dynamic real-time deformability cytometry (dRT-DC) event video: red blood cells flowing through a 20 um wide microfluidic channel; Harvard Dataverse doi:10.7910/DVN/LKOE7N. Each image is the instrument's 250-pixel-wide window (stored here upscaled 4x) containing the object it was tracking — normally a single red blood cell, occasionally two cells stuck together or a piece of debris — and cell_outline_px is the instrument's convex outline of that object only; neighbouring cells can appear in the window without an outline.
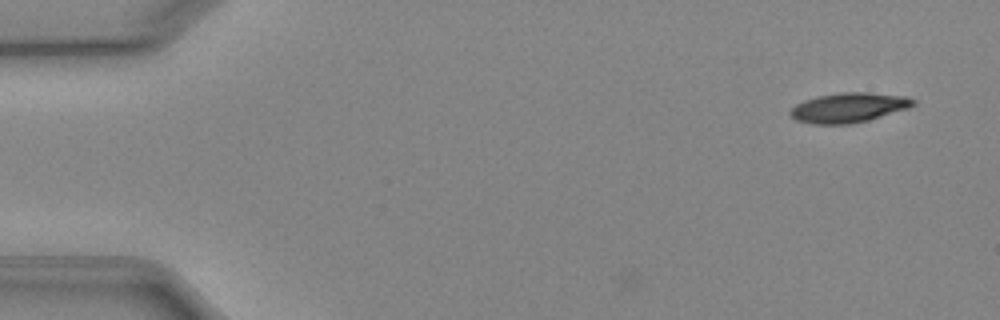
{"species": "Egyptian fruit bat (a non-hibernating species)", "species_latin": "Rousettus aegyptiacus", "temperature_condition": "cold", "stored_images_in_passage": 5, "camera_frame_rate_fps": 3000, "um_per_image_px": 0.085, "animal": {"sex": "female"}, "frame": {"image": 1, "passage_image": 1, "time_ms": 0.0, "image_size_px": [1000, 320], "cell_outline_px": [[916, 104], [908, 108], [868, 120], [852, 124], [812, 124], [796, 120], [788, 116], [788, 112], [796, 104], [804, 100], [816, 96], [840, 92], [868, 92], [904, 96], [916, 100]], "centroid_in_image_um": [72.1, 9.14], "position_along_channel_um": 12.9, "area_um2": 21.44}}